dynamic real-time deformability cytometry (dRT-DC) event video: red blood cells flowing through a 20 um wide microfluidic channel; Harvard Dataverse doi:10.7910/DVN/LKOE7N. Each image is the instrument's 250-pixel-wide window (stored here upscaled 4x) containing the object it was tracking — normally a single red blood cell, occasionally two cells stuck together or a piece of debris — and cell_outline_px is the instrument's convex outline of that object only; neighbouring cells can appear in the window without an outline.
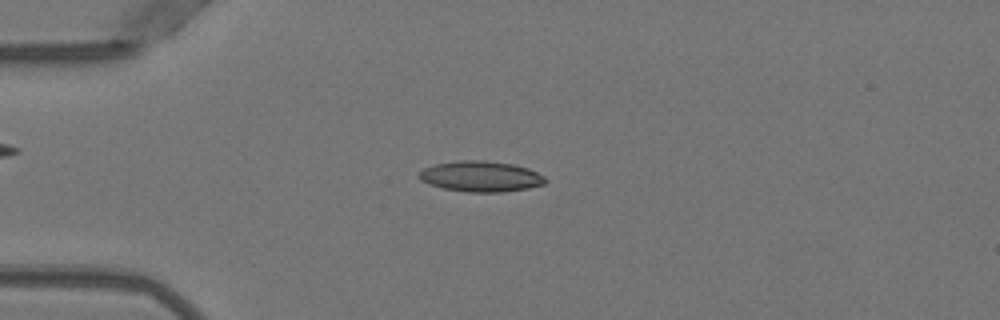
{"species": "Egyptian fruit bat (a non-hibernating species)", "species_latin": "Rousettus aegyptiacus", "temperature_condition": "warm", "stored_images_in_passage": 51, "camera_frame_rate_fps": 3000, "um_per_image_px": 0.085, "animal": {"sex": "female"}, "frame": {"image": 1, "passage_image": 13, "time_ms": 4.0, "image_size_px": [1000, 320], "cell_outline_px": [[548, 180], [544, 184], [528, 188], [500, 192], [468, 192], [444, 188], [428, 184], [420, 180], [416, 176], [424, 168], [436, 164], [460, 160], [484, 160], [512, 164], [528, 168], [544, 176]], "centroid_in_image_um": [40.86, 14.99], "position_along_channel_um": 44.1, "area_um2": 22.54}}
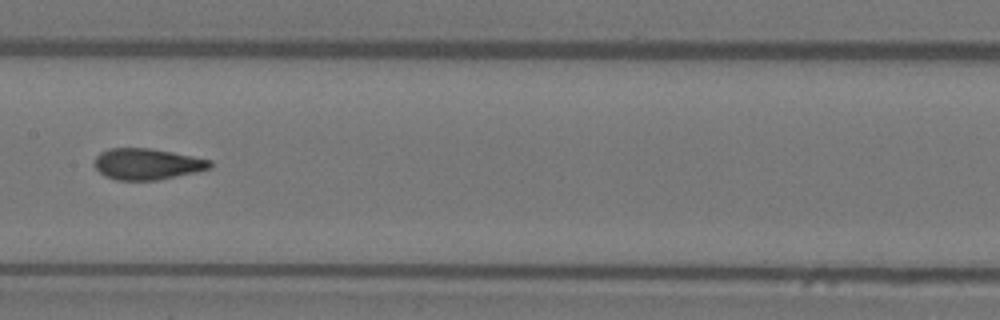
{"frame": {"image": 2, "passage_image": 26, "time_ms": 8.333, "image_size_px": [1000, 320], "cell_outline_px": [[212, 168], [196, 172], [156, 180], [116, 180], [104, 176], [96, 168], [96, 156], [100, 152], [108, 148], [152, 148], [212, 160]], "centroid_in_image_um": [12.52, 13.94], "position_along_channel_um": 194.9, "area_um2": 20.98}}
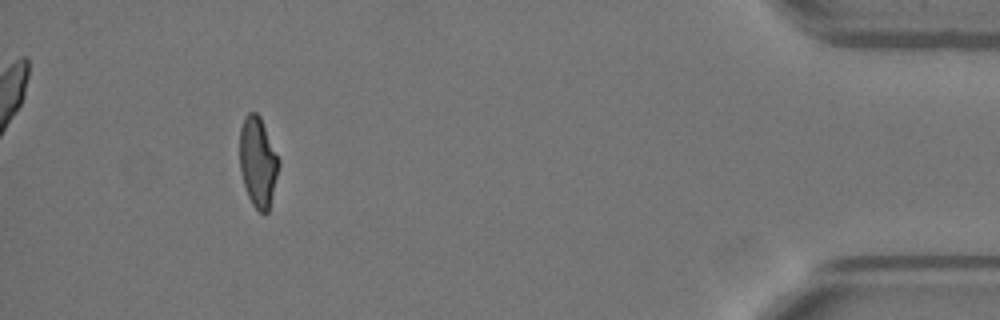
{"frame": {"image": 3, "passage_image": 47, "time_ms": 15.333, "image_size_px": [1000, 320], "cell_outline_px": [[280, 164], [268, 212], [264, 216], [252, 204], [248, 196], [240, 172], [240, 128], [244, 116], [248, 112], [256, 112], [260, 116], [280, 160]], "centroid_in_image_um": [21.92, 13.76], "position_along_channel_um": 413.3, "area_um2": 20.58}, "authors_computed_cell_mechanics": {"area_um2": 21.097, "velocity_mm_per_s": 3.9894, "shape_relaxation_time_tau1_ms": 9.2653, "shape_relaxation_time_tau2_ms": 1.0292, "deformation_change_tau1": 0.266, "deformation_change_tau2": 0.0845}}